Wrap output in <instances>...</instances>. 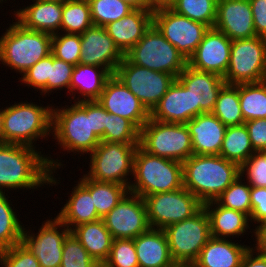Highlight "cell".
<instances>
[{"label":"cell","instance_id":"29","mask_svg":"<svg viewBox=\"0 0 266 267\" xmlns=\"http://www.w3.org/2000/svg\"><path fill=\"white\" fill-rule=\"evenodd\" d=\"M203 207L209 216L212 237L224 239L231 236L233 238L235 235L239 237L249 229L250 217L243 212L223 207L216 201L207 202Z\"/></svg>","mask_w":266,"mask_h":267},{"label":"cell","instance_id":"37","mask_svg":"<svg viewBox=\"0 0 266 267\" xmlns=\"http://www.w3.org/2000/svg\"><path fill=\"white\" fill-rule=\"evenodd\" d=\"M129 192V188L113 182H99L90 178V194L98 216L102 219Z\"/></svg>","mask_w":266,"mask_h":267},{"label":"cell","instance_id":"50","mask_svg":"<svg viewBox=\"0 0 266 267\" xmlns=\"http://www.w3.org/2000/svg\"><path fill=\"white\" fill-rule=\"evenodd\" d=\"M251 145L255 152H266V118L246 121Z\"/></svg>","mask_w":266,"mask_h":267},{"label":"cell","instance_id":"54","mask_svg":"<svg viewBox=\"0 0 266 267\" xmlns=\"http://www.w3.org/2000/svg\"><path fill=\"white\" fill-rule=\"evenodd\" d=\"M253 232L256 238V246L253 248H255V250H257L260 254L266 256V222L255 226V230Z\"/></svg>","mask_w":266,"mask_h":267},{"label":"cell","instance_id":"13","mask_svg":"<svg viewBox=\"0 0 266 267\" xmlns=\"http://www.w3.org/2000/svg\"><path fill=\"white\" fill-rule=\"evenodd\" d=\"M144 201L150 227L163 230L170 224L191 218L203 208V203L184 187L146 196Z\"/></svg>","mask_w":266,"mask_h":267},{"label":"cell","instance_id":"3","mask_svg":"<svg viewBox=\"0 0 266 267\" xmlns=\"http://www.w3.org/2000/svg\"><path fill=\"white\" fill-rule=\"evenodd\" d=\"M73 102L70 107L52 109V135L63 151L89 154L101 142L92 130L91 101Z\"/></svg>","mask_w":266,"mask_h":267},{"label":"cell","instance_id":"9","mask_svg":"<svg viewBox=\"0 0 266 267\" xmlns=\"http://www.w3.org/2000/svg\"><path fill=\"white\" fill-rule=\"evenodd\" d=\"M138 146L139 143L101 141L90 153V170L86 175L95 181L113 182L129 188L131 178L128 176L133 175L134 156Z\"/></svg>","mask_w":266,"mask_h":267},{"label":"cell","instance_id":"41","mask_svg":"<svg viewBox=\"0 0 266 267\" xmlns=\"http://www.w3.org/2000/svg\"><path fill=\"white\" fill-rule=\"evenodd\" d=\"M242 181L244 180L239 175L215 201L223 207L243 212L250 217L252 211L251 186Z\"/></svg>","mask_w":266,"mask_h":267},{"label":"cell","instance_id":"28","mask_svg":"<svg viewBox=\"0 0 266 267\" xmlns=\"http://www.w3.org/2000/svg\"><path fill=\"white\" fill-rule=\"evenodd\" d=\"M249 248L232 240L211 236L194 264L196 267H240Z\"/></svg>","mask_w":266,"mask_h":267},{"label":"cell","instance_id":"18","mask_svg":"<svg viewBox=\"0 0 266 267\" xmlns=\"http://www.w3.org/2000/svg\"><path fill=\"white\" fill-rule=\"evenodd\" d=\"M79 64L106 68L112 75L125 55L101 26H91L81 35Z\"/></svg>","mask_w":266,"mask_h":267},{"label":"cell","instance_id":"27","mask_svg":"<svg viewBox=\"0 0 266 267\" xmlns=\"http://www.w3.org/2000/svg\"><path fill=\"white\" fill-rule=\"evenodd\" d=\"M139 267H169L174 263L163 229L150 228L134 238Z\"/></svg>","mask_w":266,"mask_h":267},{"label":"cell","instance_id":"40","mask_svg":"<svg viewBox=\"0 0 266 267\" xmlns=\"http://www.w3.org/2000/svg\"><path fill=\"white\" fill-rule=\"evenodd\" d=\"M101 141L110 143H139L140 130L130 120L107 112V122Z\"/></svg>","mask_w":266,"mask_h":267},{"label":"cell","instance_id":"56","mask_svg":"<svg viewBox=\"0 0 266 267\" xmlns=\"http://www.w3.org/2000/svg\"><path fill=\"white\" fill-rule=\"evenodd\" d=\"M134 9H145V0H123Z\"/></svg>","mask_w":266,"mask_h":267},{"label":"cell","instance_id":"47","mask_svg":"<svg viewBox=\"0 0 266 267\" xmlns=\"http://www.w3.org/2000/svg\"><path fill=\"white\" fill-rule=\"evenodd\" d=\"M2 267H40L36 257L22 244L0 251Z\"/></svg>","mask_w":266,"mask_h":267},{"label":"cell","instance_id":"58","mask_svg":"<svg viewBox=\"0 0 266 267\" xmlns=\"http://www.w3.org/2000/svg\"><path fill=\"white\" fill-rule=\"evenodd\" d=\"M3 109H0V143H2Z\"/></svg>","mask_w":266,"mask_h":267},{"label":"cell","instance_id":"49","mask_svg":"<svg viewBox=\"0 0 266 267\" xmlns=\"http://www.w3.org/2000/svg\"><path fill=\"white\" fill-rule=\"evenodd\" d=\"M251 199V215L250 222L254 221L256 224L266 222V187H252L250 190Z\"/></svg>","mask_w":266,"mask_h":267},{"label":"cell","instance_id":"34","mask_svg":"<svg viewBox=\"0 0 266 267\" xmlns=\"http://www.w3.org/2000/svg\"><path fill=\"white\" fill-rule=\"evenodd\" d=\"M239 101L245 122L266 118V80L239 84Z\"/></svg>","mask_w":266,"mask_h":267},{"label":"cell","instance_id":"19","mask_svg":"<svg viewBox=\"0 0 266 267\" xmlns=\"http://www.w3.org/2000/svg\"><path fill=\"white\" fill-rule=\"evenodd\" d=\"M231 43L232 40L223 32L209 28L187 64L224 78L230 61Z\"/></svg>","mask_w":266,"mask_h":267},{"label":"cell","instance_id":"22","mask_svg":"<svg viewBox=\"0 0 266 267\" xmlns=\"http://www.w3.org/2000/svg\"><path fill=\"white\" fill-rule=\"evenodd\" d=\"M195 117L193 98L177 79L169 86L166 94L150 113V118L166 123L186 124Z\"/></svg>","mask_w":266,"mask_h":267},{"label":"cell","instance_id":"42","mask_svg":"<svg viewBox=\"0 0 266 267\" xmlns=\"http://www.w3.org/2000/svg\"><path fill=\"white\" fill-rule=\"evenodd\" d=\"M81 37L79 34L59 33L52 35L51 54L74 66L79 64Z\"/></svg>","mask_w":266,"mask_h":267},{"label":"cell","instance_id":"55","mask_svg":"<svg viewBox=\"0 0 266 267\" xmlns=\"http://www.w3.org/2000/svg\"><path fill=\"white\" fill-rule=\"evenodd\" d=\"M175 0H145V9H148L152 12L171 8Z\"/></svg>","mask_w":266,"mask_h":267},{"label":"cell","instance_id":"6","mask_svg":"<svg viewBox=\"0 0 266 267\" xmlns=\"http://www.w3.org/2000/svg\"><path fill=\"white\" fill-rule=\"evenodd\" d=\"M52 106H39L19 102L4 108L2 143L23 144L34 147L37 139L52 133Z\"/></svg>","mask_w":266,"mask_h":267},{"label":"cell","instance_id":"14","mask_svg":"<svg viewBox=\"0 0 266 267\" xmlns=\"http://www.w3.org/2000/svg\"><path fill=\"white\" fill-rule=\"evenodd\" d=\"M153 24L187 60L209 30L207 25L180 15L171 8L154 11Z\"/></svg>","mask_w":266,"mask_h":267},{"label":"cell","instance_id":"43","mask_svg":"<svg viewBox=\"0 0 266 267\" xmlns=\"http://www.w3.org/2000/svg\"><path fill=\"white\" fill-rule=\"evenodd\" d=\"M60 267H101L70 232L63 243Z\"/></svg>","mask_w":266,"mask_h":267},{"label":"cell","instance_id":"57","mask_svg":"<svg viewBox=\"0 0 266 267\" xmlns=\"http://www.w3.org/2000/svg\"><path fill=\"white\" fill-rule=\"evenodd\" d=\"M169 267H196L194 263L174 262Z\"/></svg>","mask_w":266,"mask_h":267},{"label":"cell","instance_id":"2","mask_svg":"<svg viewBox=\"0 0 266 267\" xmlns=\"http://www.w3.org/2000/svg\"><path fill=\"white\" fill-rule=\"evenodd\" d=\"M182 166L184 188L203 204L215 201L240 175V166L220 155L193 154Z\"/></svg>","mask_w":266,"mask_h":267},{"label":"cell","instance_id":"51","mask_svg":"<svg viewBox=\"0 0 266 267\" xmlns=\"http://www.w3.org/2000/svg\"><path fill=\"white\" fill-rule=\"evenodd\" d=\"M256 36L266 38V0H249Z\"/></svg>","mask_w":266,"mask_h":267},{"label":"cell","instance_id":"20","mask_svg":"<svg viewBox=\"0 0 266 267\" xmlns=\"http://www.w3.org/2000/svg\"><path fill=\"white\" fill-rule=\"evenodd\" d=\"M230 40L256 37L249 0H218L213 26Z\"/></svg>","mask_w":266,"mask_h":267},{"label":"cell","instance_id":"25","mask_svg":"<svg viewBox=\"0 0 266 267\" xmlns=\"http://www.w3.org/2000/svg\"><path fill=\"white\" fill-rule=\"evenodd\" d=\"M80 179L56 216L70 231L78 225L101 219L90 194V178L84 174Z\"/></svg>","mask_w":266,"mask_h":267},{"label":"cell","instance_id":"46","mask_svg":"<svg viewBox=\"0 0 266 267\" xmlns=\"http://www.w3.org/2000/svg\"><path fill=\"white\" fill-rule=\"evenodd\" d=\"M74 67V65L57 59L50 54V72L47 80L48 95L54 90L59 89L61 91L63 88H67V91L69 92V85Z\"/></svg>","mask_w":266,"mask_h":267},{"label":"cell","instance_id":"21","mask_svg":"<svg viewBox=\"0 0 266 267\" xmlns=\"http://www.w3.org/2000/svg\"><path fill=\"white\" fill-rule=\"evenodd\" d=\"M176 79L190 91L195 117L213 111L218 93L226 84L224 78L214 73L196 70L188 64Z\"/></svg>","mask_w":266,"mask_h":267},{"label":"cell","instance_id":"26","mask_svg":"<svg viewBox=\"0 0 266 267\" xmlns=\"http://www.w3.org/2000/svg\"><path fill=\"white\" fill-rule=\"evenodd\" d=\"M34 3L14 11L15 20L26 29L49 33L60 31L63 4L52 1L32 0ZM17 18V19H16Z\"/></svg>","mask_w":266,"mask_h":267},{"label":"cell","instance_id":"8","mask_svg":"<svg viewBox=\"0 0 266 267\" xmlns=\"http://www.w3.org/2000/svg\"><path fill=\"white\" fill-rule=\"evenodd\" d=\"M125 57L133 64L157 72H165L175 78L185 69L187 59L164 38L154 24Z\"/></svg>","mask_w":266,"mask_h":267},{"label":"cell","instance_id":"32","mask_svg":"<svg viewBox=\"0 0 266 267\" xmlns=\"http://www.w3.org/2000/svg\"><path fill=\"white\" fill-rule=\"evenodd\" d=\"M253 153L245 124L227 126L219 155L241 166Z\"/></svg>","mask_w":266,"mask_h":267},{"label":"cell","instance_id":"39","mask_svg":"<svg viewBox=\"0 0 266 267\" xmlns=\"http://www.w3.org/2000/svg\"><path fill=\"white\" fill-rule=\"evenodd\" d=\"M93 25L104 27L128 15L134 8L123 0H88Z\"/></svg>","mask_w":266,"mask_h":267},{"label":"cell","instance_id":"38","mask_svg":"<svg viewBox=\"0 0 266 267\" xmlns=\"http://www.w3.org/2000/svg\"><path fill=\"white\" fill-rule=\"evenodd\" d=\"M218 0H175L171 9L176 13L186 16L213 28L216 21Z\"/></svg>","mask_w":266,"mask_h":267},{"label":"cell","instance_id":"33","mask_svg":"<svg viewBox=\"0 0 266 267\" xmlns=\"http://www.w3.org/2000/svg\"><path fill=\"white\" fill-rule=\"evenodd\" d=\"M211 113L225 126H235L245 123L239 101V84H225L222 87Z\"/></svg>","mask_w":266,"mask_h":267},{"label":"cell","instance_id":"10","mask_svg":"<svg viewBox=\"0 0 266 267\" xmlns=\"http://www.w3.org/2000/svg\"><path fill=\"white\" fill-rule=\"evenodd\" d=\"M226 84L237 85L266 80V38L232 40Z\"/></svg>","mask_w":266,"mask_h":267},{"label":"cell","instance_id":"36","mask_svg":"<svg viewBox=\"0 0 266 267\" xmlns=\"http://www.w3.org/2000/svg\"><path fill=\"white\" fill-rule=\"evenodd\" d=\"M6 196L5 192H0V251L21 243L24 229Z\"/></svg>","mask_w":266,"mask_h":267},{"label":"cell","instance_id":"1","mask_svg":"<svg viewBox=\"0 0 266 267\" xmlns=\"http://www.w3.org/2000/svg\"><path fill=\"white\" fill-rule=\"evenodd\" d=\"M58 161L44 157L35 147L0 143V192L59 184V180L53 177L55 170L63 167Z\"/></svg>","mask_w":266,"mask_h":267},{"label":"cell","instance_id":"12","mask_svg":"<svg viewBox=\"0 0 266 267\" xmlns=\"http://www.w3.org/2000/svg\"><path fill=\"white\" fill-rule=\"evenodd\" d=\"M114 75L142 102L151 113L176 79L165 72H157L131 63L126 57Z\"/></svg>","mask_w":266,"mask_h":267},{"label":"cell","instance_id":"44","mask_svg":"<svg viewBox=\"0 0 266 267\" xmlns=\"http://www.w3.org/2000/svg\"><path fill=\"white\" fill-rule=\"evenodd\" d=\"M102 267H139L134 239H114L109 258Z\"/></svg>","mask_w":266,"mask_h":267},{"label":"cell","instance_id":"23","mask_svg":"<svg viewBox=\"0 0 266 267\" xmlns=\"http://www.w3.org/2000/svg\"><path fill=\"white\" fill-rule=\"evenodd\" d=\"M195 155H219L227 126L212 113H203L186 123Z\"/></svg>","mask_w":266,"mask_h":267},{"label":"cell","instance_id":"52","mask_svg":"<svg viewBox=\"0 0 266 267\" xmlns=\"http://www.w3.org/2000/svg\"><path fill=\"white\" fill-rule=\"evenodd\" d=\"M107 122V111L97 100L91 101V123L92 130L101 139L104 135Z\"/></svg>","mask_w":266,"mask_h":267},{"label":"cell","instance_id":"30","mask_svg":"<svg viewBox=\"0 0 266 267\" xmlns=\"http://www.w3.org/2000/svg\"><path fill=\"white\" fill-rule=\"evenodd\" d=\"M71 232L101 267L109 258L114 238L103 219L74 227Z\"/></svg>","mask_w":266,"mask_h":267},{"label":"cell","instance_id":"4","mask_svg":"<svg viewBox=\"0 0 266 267\" xmlns=\"http://www.w3.org/2000/svg\"><path fill=\"white\" fill-rule=\"evenodd\" d=\"M133 181L129 192L143 199L162 192L183 188V166L176 160L154 156L138 146L134 156Z\"/></svg>","mask_w":266,"mask_h":267},{"label":"cell","instance_id":"17","mask_svg":"<svg viewBox=\"0 0 266 267\" xmlns=\"http://www.w3.org/2000/svg\"><path fill=\"white\" fill-rule=\"evenodd\" d=\"M97 101L107 112L130 120L139 130L150 118L142 102L115 75L106 81Z\"/></svg>","mask_w":266,"mask_h":267},{"label":"cell","instance_id":"7","mask_svg":"<svg viewBox=\"0 0 266 267\" xmlns=\"http://www.w3.org/2000/svg\"><path fill=\"white\" fill-rule=\"evenodd\" d=\"M139 146L147 153L183 163L192 156V140L186 124L149 120L140 129Z\"/></svg>","mask_w":266,"mask_h":267},{"label":"cell","instance_id":"15","mask_svg":"<svg viewBox=\"0 0 266 267\" xmlns=\"http://www.w3.org/2000/svg\"><path fill=\"white\" fill-rule=\"evenodd\" d=\"M102 219L114 239H134L151 228L144 199L132 192Z\"/></svg>","mask_w":266,"mask_h":267},{"label":"cell","instance_id":"35","mask_svg":"<svg viewBox=\"0 0 266 267\" xmlns=\"http://www.w3.org/2000/svg\"><path fill=\"white\" fill-rule=\"evenodd\" d=\"M93 26L88 0H69L63 3L61 34H79Z\"/></svg>","mask_w":266,"mask_h":267},{"label":"cell","instance_id":"16","mask_svg":"<svg viewBox=\"0 0 266 267\" xmlns=\"http://www.w3.org/2000/svg\"><path fill=\"white\" fill-rule=\"evenodd\" d=\"M43 223L38 235L30 234L24 228L21 243L36 257L40 267H60L63 243L71 231L57 217L53 220L52 218L48 219Z\"/></svg>","mask_w":266,"mask_h":267},{"label":"cell","instance_id":"48","mask_svg":"<svg viewBox=\"0 0 266 267\" xmlns=\"http://www.w3.org/2000/svg\"><path fill=\"white\" fill-rule=\"evenodd\" d=\"M50 72V54L38 61L22 74L21 82L31 86L36 90H41L42 94H47V80Z\"/></svg>","mask_w":266,"mask_h":267},{"label":"cell","instance_id":"24","mask_svg":"<svg viewBox=\"0 0 266 267\" xmlns=\"http://www.w3.org/2000/svg\"><path fill=\"white\" fill-rule=\"evenodd\" d=\"M153 24V12L148 9H134L104 28L116 46L125 55L144 36Z\"/></svg>","mask_w":266,"mask_h":267},{"label":"cell","instance_id":"45","mask_svg":"<svg viewBox=\"0 0 266 267\" xmlns=\"http://www.w3.org/2000/svg\"><path fill=\"white\" fill-rule=\"evenodd\" d=\"M246 173V174H245ZM252 187H266V152L253 153L241 166L240 175Z\"/></svg>","mask_w":266,"mask_h":267},{"label":"cell","instance_id":"5","mask_svg":"<svg viewBox=\"0 0 266 267\" xmlns=\"http://www.w3.org/2000/svg\"><path fill=\"white\" fill-rule=\"evenodd\" d=\"M52 35L26 29L17 20L0 38V61L20 74L51 54Z\"/></svg>","mask_w":266,"mask_h":267},{"label":"cell","instance_id":"59","mask_svg":"<svg viewBox=\"0 0 266 267\" xmlns=\"http://www.w3.org/2000/svg\"><path fill=\"white\" fill-rule=\"evenodd\" d=\"M42 1H52V2H59V3H65V2H67V1H69V0H42Z\"/></svg>","mask_w":266,"mask_h":267},{"label":"cell","instance_id":"11","mask_svg":"<svg viewBox=\"0 0 266 267\" xmlns=\"http://www.w3.org/2000/svg\"><path fill=\"white\" fill-rule=\"evenodd\" d=\"M174 262L194 263L210 234V220L204 207L191 218L164 229Z\"/></svg>","mask_w":266,"mask_h":267},{"label":"cell","instance_id":"31","mask_svg":"<svg viewBox=\"0 0 266 267\" xmlns=\"http://www.w3.org/2000/svg\"><path fill=\"white\" fill-rule=\"evenodd\" d=\"M111 76L112 74L106 68L77 64L71 76L69 94L73 93L72 95H74L79 91L82 99L78 96L77 102L97 100L104 90L106 81Z\"/></svg>","mask_w":266,"mask_h":267},{"label":"cell","instance_id":"53","mask_svg":"<svg viewBox=\"0 0 266 267\" xmlns=\"http://www.w3.org/2000/svg\"><path fill=\"white\" fill-rule=\"evenodd\" d=\"M240 267H266V256L251 247L244 255Z\"/></svg>","mask_w":266,"mask_h":267}]
</instances>
